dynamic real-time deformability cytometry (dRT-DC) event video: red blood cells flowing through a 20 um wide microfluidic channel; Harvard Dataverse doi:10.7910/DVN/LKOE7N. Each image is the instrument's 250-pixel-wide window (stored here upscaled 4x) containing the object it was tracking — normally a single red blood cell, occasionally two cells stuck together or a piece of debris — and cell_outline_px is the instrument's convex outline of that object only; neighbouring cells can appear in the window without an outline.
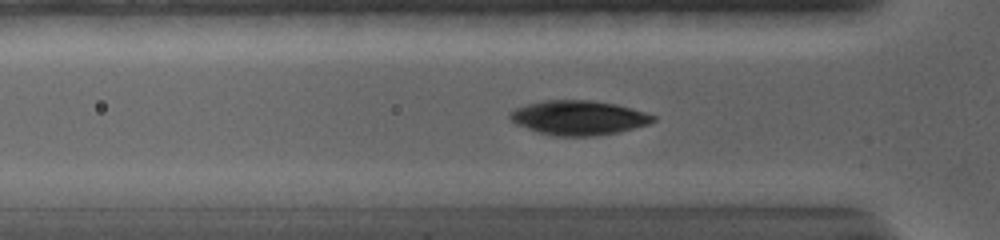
{"species": "common noctule bat (a hibernating species)", "species_latin": "Nyctalus noctula", "temperature_condition": "warm", "stored_images_in_passage": 29, "camera_frame_rate_fps": 5000, "um_per_image_px": 0.085, "animal": {"sex": "female", "body_mass_g": 19.0, "forearm_length_mm": 56.7}, "frame": {"image": 1, "passage_image": 9, "time_ms": 3.8, "image_size_px": [1000, 240], "cell_outline_px": [[656, 120], [648, 124], [620, 132], [596, 136], [556, 136], [536, 132], [516, 124], [508, 116], [508, 112], [516, 108], [528, 104], [544, 100], [592, 100], [616, 104], [632, 108], [656, 116]], "centroid_in_image_um": [49.18, 10.01], "position_along_channel_um": 76.6, "area_um2": 28.9}}
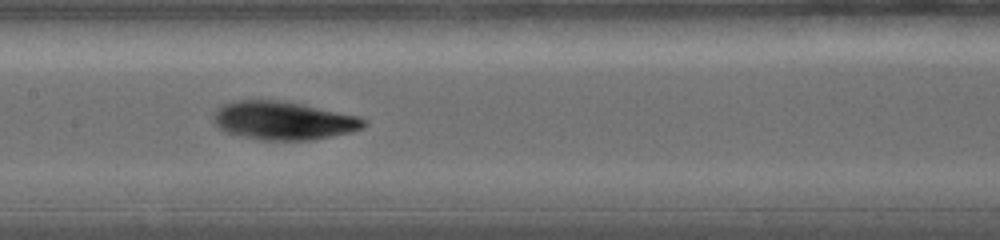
{"frame": {"image": 2, "passage_image": 15, "time_ms": 6.6, "image_size_px": [1000, 240], "cell_outline_px": [[368, 124], [364, 128], [352, 132], [312, 140], [264, 140], [244, 136], [228, 132], [220, 128], [212, 120], [212, 116], [216, 108], [224, 104], [236, 100], [276, 100], [300, 104], [360, 116], [368, 120]], "centroid_in_image_um": [24.13, 10.25], "position_along_channel_um": 183.3, "area_um2": 33.58}}
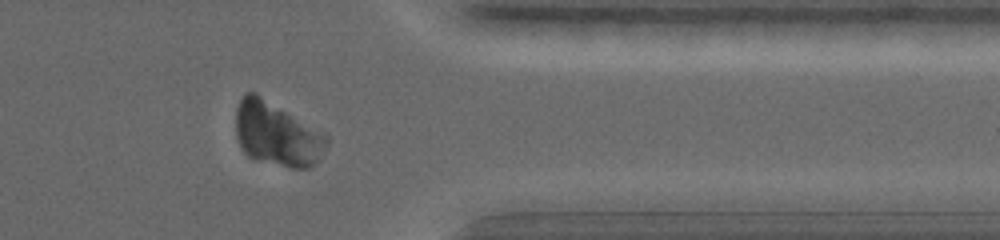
{"frame": {"image": 3, "passage_image": 26, "time_ms": 12.2, "image_size_px": [1000, 240], "cell_outline_px": [[328, 144], [324, 152], [308, 168], [292, 168], [256, 160], [248, 156], [240, 148], [236, 136], [236, 108], [240, 100], [248, 92], [256, 92], [328, 132]], "centroid_in_image_um": [23.57, 11.36], "position_along_channel_um": 387.8, "area_um2": 34.74}}